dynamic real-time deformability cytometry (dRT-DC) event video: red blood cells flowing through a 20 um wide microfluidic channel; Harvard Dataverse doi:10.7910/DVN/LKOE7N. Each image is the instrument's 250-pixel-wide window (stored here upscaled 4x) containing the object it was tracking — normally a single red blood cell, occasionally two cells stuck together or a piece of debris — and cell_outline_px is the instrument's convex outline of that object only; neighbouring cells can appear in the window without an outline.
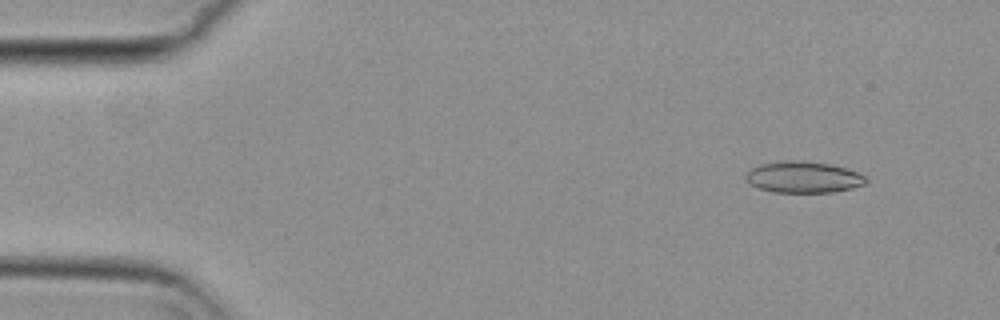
{"species": "common noctule bat (a hibernating species)", "species_latin": "Nyctalus noctula", "temperature_condition": "cold", "stored_images_in_passage": 55, "camera_frame_rate_fps": 3000, "um_per_image_px": 0.085, "animal": {"sex": "female", "body_mass_g": 29.2, "forearm_length_mm": 56.3}, "frame": {"image": 1, "passage_image": 5, "time_ms": 1.333, "image_size_px": [1000, 320], "cell_outline_px": [[868, 180], [864, 184], [852, 188], [832, 192], [772, 192], [760, 188], [752, 184], [744, 176], [752, 168], [760, 164], [784, 160], [800, 160], [832, 164], [860, 172]], "centroid_in_image_um": [68.32, 15.04], "position_along_channel_um": 16.7, "area_um2": 21.96}}
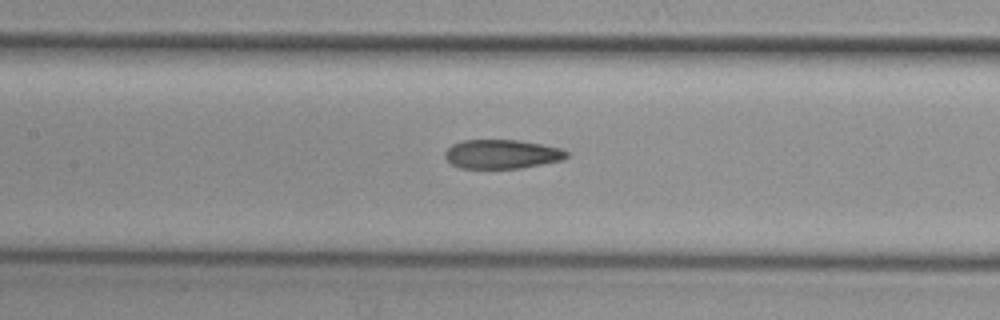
{"frame": {"image": 2, "passage_image": 25, "time_ms": 8.0, "image_size_px": [1000, 320], "cell_outline_px": [[568, 156], [564, 160], [520, 168], [460, 168], [452, 164], [444, 156], [444, 152], [452, 144], [464, 140], [516, 140], [540, 144], [560, 148], [568, 152]], "centroid_in_image_um": [42.66, 13.1], "position_along_channel_um": 164.7, "area_um2": 20.52}}
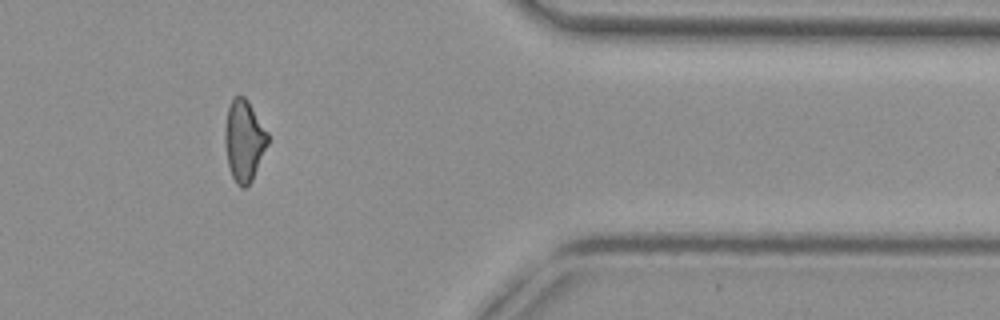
{"frame": {"image": 3, "passage_image": 45, "time_ms": 14.667, "image_size_px": [1000, 320], "cell_outline_px": [[268, 144], [252, 180], [244, 188], [240, 188], [236, 184], [232, 176], [228, 164], [224, 140], [224, 128], [228, 108], [232, 100], [236, 96], [244, 96], [248, 100], [268, 132]], "centroid_in_image_um": [20.74, 11.95], "position_along_channel_um": 390.7, "area_um2": 20.29}, "authors_computed_cell_mechanics": {"area_um2": 21.2126, "velocity_mm_per_s": 3.7514, "shape_relaxation_time_tau1_ms": null, "shape_relaxation_time_tau2_ms": 4.178, "deformation_change_tau1": null, "deformation_change_tau2": 0.1243}}